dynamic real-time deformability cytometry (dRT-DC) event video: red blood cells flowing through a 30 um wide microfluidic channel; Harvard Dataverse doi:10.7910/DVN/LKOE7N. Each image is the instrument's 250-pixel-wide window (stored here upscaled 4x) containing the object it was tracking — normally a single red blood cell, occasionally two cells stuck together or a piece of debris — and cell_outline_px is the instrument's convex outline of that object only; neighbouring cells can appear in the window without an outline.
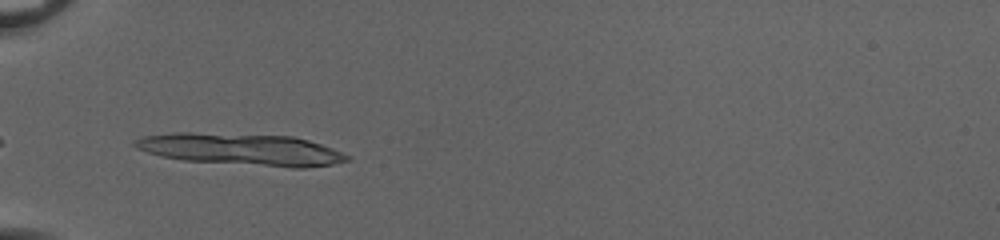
{"species": "common noctule bat (a hibernating species)", "species_latin": "Nyctalus noctula", "temperature_condition": "cold", "stored_images_in_passage": 9, "camera_frame_rate_fps": 3000, "um_per_image_px": 0.085, "animal": {"sex": "female", "body_mass_g": 20.0, "forearm_length_mm": 54.0}, "frame": {"image": 1, "passage_image": 1, "time_ms": 0.0, "image_size_px": [1000, 240], "cell_outline_px": [[352, 160], [332, 164], [304, 168], [292, 168], [184, 160], [160, 156], [136, 148], [132, 144], [136, 140], [144, 136], [176, 132], [192, 132], [292, 136], [308, 140], [332, 148], [352, 156]], "centroid_in_image_um": [20.55, 12.7], "position_along_channel_um": 64.5, "area_um2": 39.48}}